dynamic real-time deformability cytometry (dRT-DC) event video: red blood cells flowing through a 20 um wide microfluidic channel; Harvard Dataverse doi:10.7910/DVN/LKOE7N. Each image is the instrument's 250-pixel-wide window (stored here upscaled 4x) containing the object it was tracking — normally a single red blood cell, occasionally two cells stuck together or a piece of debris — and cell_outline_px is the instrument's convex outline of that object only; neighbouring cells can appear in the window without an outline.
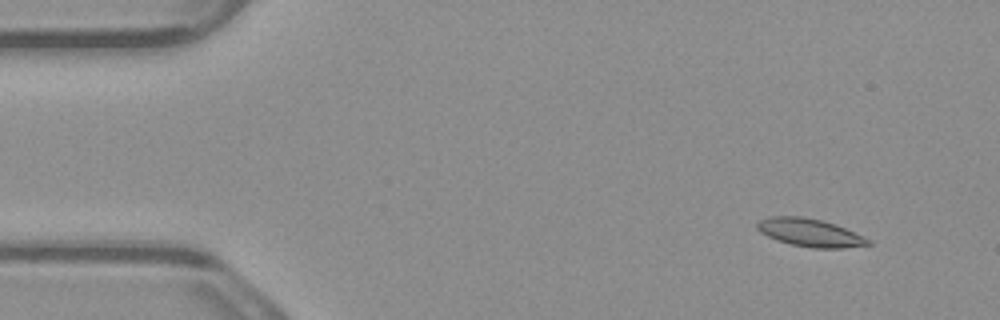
{"species": "common noctule bat (a hibernating species)", "species_latin": "Nyctalus noctula", "temperature_condition": "warm", "stored_images_in_passage": 4, "camera_frame_rate_fps": 3000, "um_per_image_px": 0.085, "animal": {"sex": "male", "body_mass_g": 23.1, "forearm_length_mm": 52.7}, "frame": {"image": 1, "passage_image": 1, "time_ms": 0.0, "image_size_px": [1000, 320], "cell_outline_px": [[872, 244], [844, 248], [812, 248], [792, 244], [776, 240], [760, 232], [756, 228], [756, 224], [760, 220], [768, 216], [800, 216], [820, 220], [836, 224], [872, 240]], "centroid_in_image_um": [68.85, 19.77], "position_along_channel_um": 16.2, "area_um2": 18.09}}
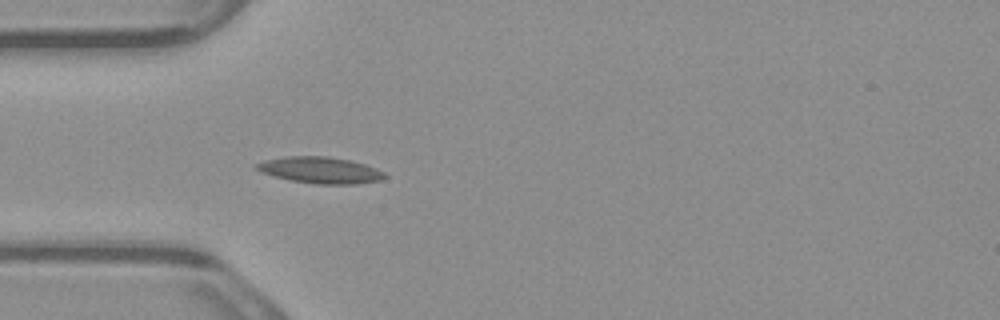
{"frame": {"image": 2, "passage_image": 4, "time_ms": 1.0, "image_size_px": [1000, 320], "cell_outline_px": [[388, 176], [380, 180], [356, 184], [316, 184], [292, 180], [260, 172], [252, 168], [252, 164], [264, 160], [284, 156], [328, 156], [348, 160], [364, 164], [376, 168], [384, 172]], "centroid_in_image_um": [27.17, 14.45], "position_along_channel_um": 57.8, "area_um2": 19.83}}